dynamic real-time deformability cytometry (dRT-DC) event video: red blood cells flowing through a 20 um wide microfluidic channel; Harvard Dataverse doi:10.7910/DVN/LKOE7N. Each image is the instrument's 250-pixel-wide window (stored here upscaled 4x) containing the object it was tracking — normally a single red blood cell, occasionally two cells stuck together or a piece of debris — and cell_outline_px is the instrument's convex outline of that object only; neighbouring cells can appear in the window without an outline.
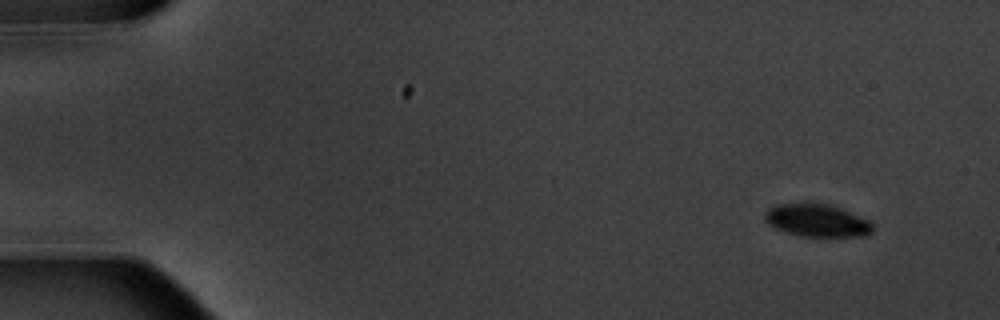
{"species": "common noctule bat (a hibernating species)", "species_latin": "Nyctalus noctula", "temperature_condition": "warm", "stored_images_in_passage": 6, "camera_frame_rate_fps": 3000, "um_per_image_px": 0.085, "animal": {"sex": "male", "body_mass_g": 20.1, "forearm_length_mm": 53.5}, "frame": {"image": 1, "passage_image": 1, "time_ms": 0.0, "image_size_px": [1000, 320], "cell_outline_px": [[872, 232], [864, 236], [800, 236], [776, 228], [768, 224], [764, 220], [764, 212], [768, 208], [776, 204], [804, 200], [828, 204], [840, 208], [868, 220], [872, 224]], "centroid_in_image_um": [69.37, 18.69], "position_along_channel_um": 15.6, "area_um2": 20.92}}
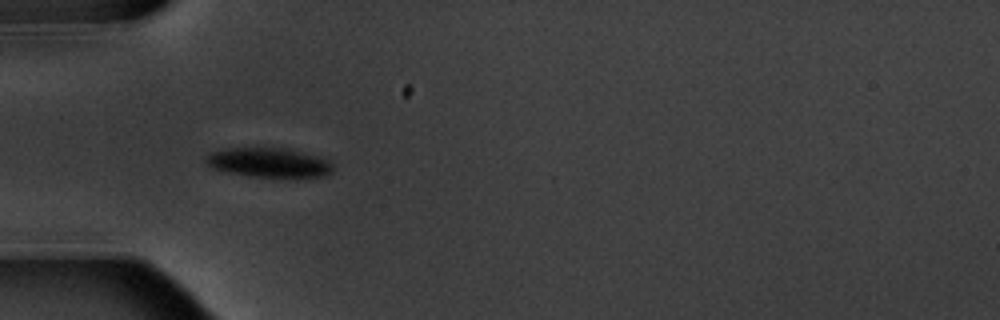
{"frame": {"image": 2, "passage_image": 5, "time_ms": 4.667, "image_size_px": [1000, 320], "cell_outline_px": [[332, 172], [328, 176], [296, 180], [272, 180], [220, 172], [212, 168], [204, 160], [204, 156], [212, 152], [224, 148], [288, 148], [316, 156], [328, 160], [332, 164]], "centroid_in_image_um": [22.87, 13.9], "position_along_channel_um": 62.1, "area_um2": 23.35}}